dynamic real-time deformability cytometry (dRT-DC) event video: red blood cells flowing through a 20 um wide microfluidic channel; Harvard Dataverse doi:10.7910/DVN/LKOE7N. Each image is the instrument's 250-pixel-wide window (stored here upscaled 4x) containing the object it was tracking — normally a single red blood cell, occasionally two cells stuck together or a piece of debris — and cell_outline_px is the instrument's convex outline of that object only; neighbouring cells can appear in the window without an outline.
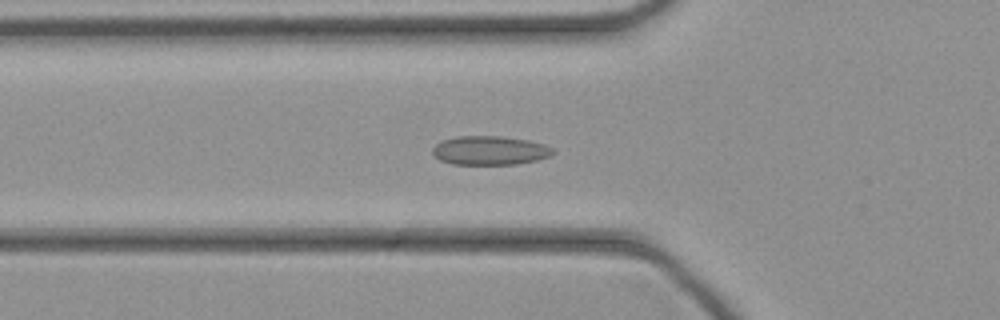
{"species": "common noctule bat (a hibernating species)", "species_latin": "Nyctalus noctula", "temperature_condition": "cold", "stored_images_in_passage": 33, "camera_frame_rate_fps": 3000, "um_per_image_px": 0.085, "animal": {"sex": "female", "body_mass_g": 21.9}, "frame": {"image": 1, "passage_image": 3, "time_ms": 0.667, "image_size_px": [1000, 320], "cell_outline_px": [[556, 152], [552, 156], [536, 160], [516, 164], [452, 164], [440, 160], [432, 152], [432, 148], [436, 144], [444, 140], [456, 136], [500, 136], [528, 140], [544, 144], [552, 148]], "centroid_in_image_um": [41.66, 12.79], "position_along_channel_um": 84.1, "area_um2": 20.29}}
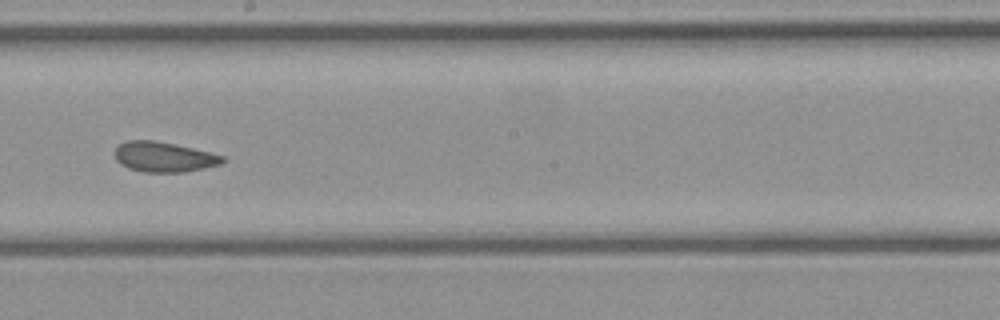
{"frame": {"image": 2, "passage_image": 13, "time_ms": 4.0, "image_size_px": [1000, 320], "cell_outline_px": [[228, 160], [220, 164], [204, 168], [184, 172], [144, 172], [128, 168], [120, 164], [116, 160], [116, 148], [120, 144], [128, 140], [152, 140], [192, 148], [224, 156]], "centroid_in_image_um": [13.94, 13.35], "position_along_channel_um": 234.3, "area_um2": 18.73}}
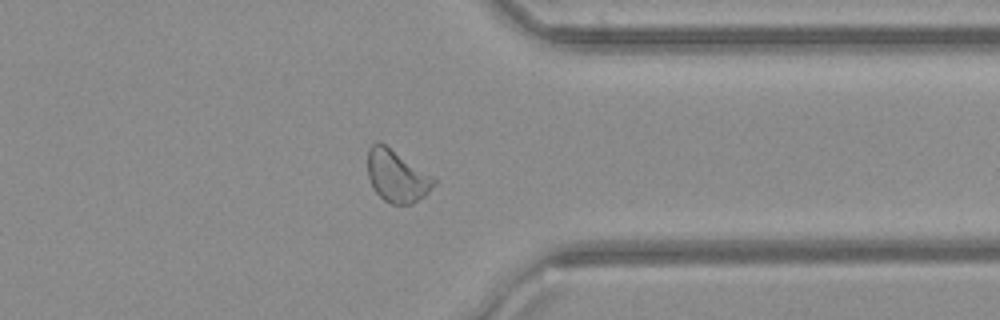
{"frame": {"image": 3, "passage_image": 23, "time_ms": 7.333, "image_size_px": [1000, 320], "cell_outline_px": [[436, 184], [424, 196], [412, 204], [392, 204], [384, 200], [372, 188], [368, 176], [368, 148], [376, 140], [384, 144], [436, 180]], "centroid_in_image_um": [33.68, 14.98], "position_along_channel_um": 377.7, "area_um2": 19.65}}